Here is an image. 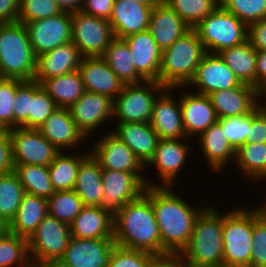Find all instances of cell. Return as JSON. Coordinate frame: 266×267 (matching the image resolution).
<instances>
[{"label":"cell","mask_w":266,"mask_h":267,"mask_svg":"<svg viewBox=\"0 0 266 267\" xmlns=\"http://www.w3.org/2000/svg\"><path fill=\"white\" fill-rule=\"evenodd\" d=\"M13 172L17 175L25 193L47 199L55 193L48 166L14 164Z\"/></svg>","instance_id":"obj_36"},{"label":"cell","mask_w":266,"mask_h":267,"mask_svg":"<svg viewBox=\"0 0 266 267\" xmlns=\"http://www.w3.org/2000/svg\"><path fill=\"white\" fill-rule=\"evenodd\" d=\"M12 148L9 131L0 134V176L13 172Z\"/></svg>","instance_id":"obj_53"},{"label":"cell","mask_w":266,"mask_h":267,"mask_svg":"<svg viewBox=\"0 0 266 267\" xmlns=\"http://www.w3.org/2000/svg\"><path fill=\"white\" fill-rule=\"evenodd\" d=\"M179 139H159L153 158L148 164L156 165L162 186L170 187L175 176L178 175L182 165L185 163L189 145L178 142Z\"/></svg>","instance_id":"obj_29"},{"label":"cell","mask_w":266,"mask_h":267,"mask_svg":"<svg viewBox=\"0 0 266 267\" xmlns=\"http://www.w3.org/2000/svg\"><path fill=\"white\" fill-rule=\"evenodd\" d=\"M207 51L198 33L190 29L170 47L162 51L159 83L167 88L187 85Z\"/></svg>","instance_id":"obj_4"},{"label":"cell","mask_w":266,"mask_h":267,"mask_svg":"<svg viewBox=\"0 0 266 267\" xmlns=\"http://www.w3.org/2000/svg\"><path fill=\"white\" fill-rule=\"evenodd\" d=\"M193 29L220 6V0H163ZM219 3V4H218Z\"/></svg>","instance_id":"obj_41"},{"label":"cell","mask_w":266,"mask_h":267,"mask_svg":"<svg viewBox=\"0 0 266 267\" xmlns=\"http://www.w3.org/2000/svg\"><path fill=\"white\" fill-rule=\"evenodd\" d=\"M127 43L137 73L145 81L159 82L162 50L149 30L123 38Z\"/></svg>","instance_id":"obj_17"},{"label":"cell","mask_w":266,"mask_h":267,"mask_svg":"<svg viewBox=\"0 0 266 267\" xmlns=\"http://www.w3.org/2000/svg\"><path fill=\"white\" fill-rule=\"evenodd\" d=\"M36 267H74L64 262L62 259L44 261Z\"/></svg>","instance_id":"obj_59"},{"label":"cell","mask_w":266,"mask_h":267,"mask_svg":"<svg viewBox=\"0 0 266 267\" xmlns=\"http://www.w3.org/2000/svg\"><path fill=\"white\" fill-rule=\"evenodd\" d=\"M193 29L198 33L207 53L214 54L215 51V54H218L226 48L238 46L248 40V25L221 6Z\"/></svg>","instance_id":"obj_6"},{"label":"cell","mask_w":266,"mask_h":267,"mask_svg":"<svg viewBox=\"0 0 266 267\" xmlns=\"http://www.w3.org/2000/svg\"><path fill=\"white\" fill-rule=\"evenodd\" d=\"M73 190L85 206L102 207L104 195L102 169L91 154L81 163Z\"/></svg>","instance_id":"obj_31"},{"label":"cell","mask_w":266,"mask_h":267,"mask_svg":"<svg viewBox=\"0 0 266 267\" xmlns=\"http://www.w3.org/2000/svg\"><path fill=\"white\" fill-rule=\"evenodd\" d=\"M190 29L189 25L163 0L153 6L148 30L162 51Z\"/></svg>","instance_id":"obj_23"},{"label":"cell","mask_w":266,"mask_h":267,"mask_svg":"<svg viewBox=\"0 0 266 267\" xmlns=\"http://www.w3.org/2000/svg\"><path fill=\"white\" fill-rule=\"evenodd\" d=\"M36 60L25 25L0 23V77L33 80Z\"/></svg>","instance_id":"obj_5"},{"label":"cell","mask_w":266,"mask_h":267,"mask_svg":"<svg viewBox=\"0 0 266 267\" xmlns=\"http://www.w3.org/2000/svg\"><path fill=\"white\" fill-rule=\"evenodd\" d=\"M83 56L76 45L70 41L66 44L37 56L35 81L40 84L50 77L64 75L78 70Z\"/></svg>","instance_id":"obj_21"},{"label":"cell","mask_w":266,"mask_h":267,"mask_svg":"<svg viewBox=\"0 0 266 267\" xmlns=\"http://www.w3.org/2000/svg\"><path fill=\"white\" fill-rule=\"evenodd\" d=\"M222 234L223 216L211 207L205 208L195 222L189 243L179 254L186 267H223Z\"/></svg>","instance_id":"obj_3"},{"label":"cell","mask_w":266,"mask_h":267,"mask_svg":"<svg viewBox=\"0 0 266 267\" xmlns=\"http://www.w3.org/2000/svg\"><path fill=\"white\" fill-rule=\"evenodd\" d=\"M13 164L49 166L61 152L37 129H9Z\"/></svg>","instance_id":"obj_11"},{"label":"cell","mask_w":266,"mask_h":267,"mask_svg":"<svg viewBox=\"0 0 266 267\" xmlns=\"http://www.w3.org/2000/svg\"><path fill=\"white\" fill-rule=\"evenodd\" d=\"M208 96L218 118L246 115L259 105L256 100L258 89L243 83L235 88L212 92Z\"/></svg>","instance_id":"obj_22"},{"label":"cell","mask_w":266,"mask_h":267,"mask_svg":"<svg viewBox=\"0 0 266 267\" xmlns=\"http://www.w3.org/2000/svg\"><path fill=\"white\" fill-rule=\"evenodd\" d=\"M75 238L113 239V213L100 206H85L70 224Z\"/></svg>","instance_id":"obj_26"},{"label":"cell","mask_w":266,"mask_h":267,"mask_svg":"<svg viewBox=\"0 0 266 267\" xmlns=\"http://www.w3.org/2000/svg\"><path fill=\"white\" fill-rule=\"evenodd\" d=\"M198 86V94L209 95L223 89L235 88L242 83L219 54L207 53L197 67L188 85Z\"/></svg>","instance_id":"obj_14"},{"label":"cell","mask_w":266,"mask_h":267,"mask_svg":"<svg viewBox=\"0 0 266 267\" xmlns=\"http://www.w3.org/2000/svg\"><path fill=\"white\" fill-rule=\"evenodd\" d=\"M266 83V51H257L256 58V88Z\"/></svg>","instance_id":"obj_57"},{"label":"cell","mask_w":266,"mask_h":267,"mask_svg":"<svg viewBox=\"0 0 266 267\" xmlns=\"http://www.w3.org/2000/svg\"><path fill=\"white\" fill-rule=\"evenodd\" d=\"M223 266L250 267L253 211L236 209L223 216Z\"/></svg>","instance_id":"obj_7"},{"label":"cell","mask_w":266,"mask_h":267,"mask_svg":"<svg viewBox=\"0 0 266 267\" xmlns=\"http://www.w3.org/2000/svg\"><path fill=\"white\" fill-rule=\"evenodd\" d=\"M253 120V111L246 115L221 117L217 122L221 125L229 144L237 151L247 142L249 129Z\"/></svg>","instance_id":"obj_45"},{"label":"cell","mask_w":266,"mask_h":267,"mask_svg":"<svg viewBox=\"0 0 266 267\" xmlns=\"http://www.w3.org/2000/svg\"><path fill=\"white\" fill-rule=\"evenodd\" d=\"M20 0H0V23L18 21Z\"/></svg>","instance_id":"obj_55"},{"label":"cell","mask_w":266,"mask_h":267,"mask_svg":"<svg viewBox=\"0 0 266 267\" xmlns=\"http://www.w3.org/2000/svg\"><path fill=\"white\" fill-rule=\"evenodd\" d=\"M71 238L70 225L48 214L28 239L30 258H35L32 261L33 266L36 267L44 261L61 259Z\"/></svg>","instance_id":"obj_10"},{"label":"cell","mask_w":266,"mask_h":267,"mask_svg":"<svg viewBox=\"0 0 266 267\" xmlns=\"http://www.w3.org/2000/svg\"><path fill=\"white\" fill-rule=\"evenodd\" d=\"M147 267H186L177 253L155 255Z\"/></svg>","instance_id":"obj_56"},{"label":"cell","mask_w":266,"mask_h":267,"mask_svg":"<svg viewBox=\"0 0 266 267\" xmlns=\"http://www.w3.org/2000/svg\"><path fill=\"white\" fill-rule=\"evenodd\" d=\"M248 40L257 51H266V18L248 26Z\"/></svg>","instance_id":"obj_54"},{"label":"cell","mask_w":266,"mask_h":267,"mask_svg":"<svg viewBox=\"0 0 266 267\" xmlns=\"http://www.w3.org/2000/svg\"><path fill=\"white\" fill-rule=\"evenodd\" d=\"M155 255L115 245L108 267H147Z\"/></svg>","instance_id":"obj_50"},{"label":"cell","mask_w":266,"mask_h":267,"mask_svg":"<svg viewBox=\"0 0 266 267\" xmlns=\"http://www.w3.org/2000/svg\"><path fill=\"white\" fill-rule=\"evenodd\" d=\"M58 7L65 12H76L81 9L84 0H55ZM81 3V4H80Z\"/></svg>","instance_id":"obj_58"},{"label":"cell","mask_w":266,"mask_h":267,"mask_svg":"<svg viewBox=\"0 0 266 267\" xmlns=\"http://www.w3.org/2000/svg\"><path fill=\"white\" fill-rule=\"evenodd\" d=\"M139 173L124 171L102 170V183L104 189L102 207L113 214L124 205L138 198L149 184Z\"/></svg>","instance_id":"obj_13"},{"label":"cell","mask_w":266,"mask_h":267,"mask_svg":"<svg viewBox=\"0 0 266 267\" xmlns=\"http://www.w3.org/2000/svg\"><path fill=\"white\" fill-rule=\"evenodd\" d=\"M47 215V198L25 193L16 215L9 223V232L29 239Z\"/></svg>","instance_id":"obj_30"},{"label":"cell","mask_w":266,"mask_h":267,"mask_svg":"<svg viewBox=\"0 0 266 267\" xmlns=\"http://www.w3.org/2000/svg\"><path fill=\"white\" fill-rule=\"evenodd\" d=\"M41 86L59 108H69L85 92L79 70L45 79Z\"/></svg>","instance_id":"obj_32"},{"label":"cell","mask_w":266,"mask_h":267,"mask_svg":"<svg viewBox=\"0 0 266 267\" xmlns=\"http://www.w3.org/2000/svg\"><path fill=\"white\" fill-rule=\"evenodd\" d=\"M115 0H84L80 11L109 20Z\"/></svg>","instance_id":"obj_52"},{"label":"cell","mask_w":266,"mask_h":267,"mask_svg":"<svg viewBox=\"0 0 266 267\" xmlns=\"http://www.w3.org/2000/svg\"><path fill=\"white\" fill-rule=\"evenodd\" d=\"M29 256L28 239L10 232L0 236V267H34Z\"/></svg>","instance_id":"obj_38"},{"label":"cell","mask_w":266,"mask_h":267,"mask_svg":"<svg viewBox=\"0 0 266 267\" xmlns=\"http://www.w3.org/2000/svg\"><path fill=\"white\" fill-rule=\"evenodd\" d=\"M90 154L102 170L140 173L146 168L126 144L112 132L99 140ZM142 169V170H141Z\"/></svg>","instance_id":"obj_15"},{"label":"cell","mask_w":266,"mask_h":267,"mask_svg":"<svg viewBox=\"0 0 266 267\" xmlns=\"http://www.w3.org/2000/svg\"><path fill=\"white\" fill-rule=\"evenodd\" d=\"M71 116L77 127L87 137L103 121L113 114V99L106 95L85 91L84 94L69 107Z\"/></svg>","instance_id":"obj_18"},{"label":"cell","mask_w":266,"mask_h":267,"mask_svg":"<svg viewBox=\"0 0 266 267\" xmlns=\"http://www.w3.org/2000/svg\"><path fill=\"white\" fill-rule=\"evenodd\" d=\"M246 143H266V109L260 105L253 110V120Z\"/></svg>","instance_id":"obj_51"},{"label":"cell","mask_w":266,"mask_h":267,"mask_svg":"<svg viewBox=\"0 0 266 267\" xmlns=\"http://www.w3.org/2000/svg\"><path fill=\"white\" fill-rule=\"evenodd\" d=\"M22 82L19 79L0 78V121L8 130L14 128L13 101Z\"/></svg>","instance_id":"obj_48"},{"label":"cell","mask_w":266,"mask_h":267,"mask_svg":"<svg viewBox=\"0 0 266 267\" xmlns=\"http://www.w3.org/2000/svg\"><path fill=\"white\" fill-rule=\"evenodd\" d=\"M250 267H266V215L253 210V238Z\"/></svg>","instance_id":"obj_46"},{"label":"cell","mask_w":266,"mask_h":267,"mask_svg":"<svg viewBox=\"0 0 266 267\" xmlns=\"http://www.w3.org/2000/svg\"><path fill=\"white\" fill-rule=\"evenodd\" d=\"M153 6L133 1L115 0L109 19L113 34L123 39L149 29Z\"/></svg>","instance_id":"obj_20"},{"label":"cell","mask_w":266,"mask_h":267,"mask_svg":"<svg viewBox=\"0 0 266 267\" xmlns=\"http://www.w3.org/2000/svg\"><path fill=\"white\" fill-rule=\"evenodd\" d=\"M220 6L248 26L266 18V0H220Z\"/></svg>","instance_id":"obj_44"},{"label":"cell","mask_w":266,"mask_h":267,"mask_svg":"<svg viewBox=\"0 0 266 267\" xmlns=\"http://www.w3.org/2000/svg\"><path fill=\"white\" fill-rule=\"evenodd\" d=\"M71 41L83 57L103 56L115 38L109 20L76 11L71 13Z\"/></svg>","instance_id":"obj_9"},{"label":"cell","mask_w":266,"mask_h":267,"mask_svg":"<svg viewBox=\"0 0 266 267\" xmlns=\"http://www.w3.org/2000/svg\"><path fill=\"white\" fill-rule=\"evenodd\" d=\"M24 25L36 57L71 41V12L62 11Z\"/></svg>","instance_id":"obj_12"},{"label":"cell","mask_w":266,"mask_h":267,"mask_svg":"<svg viewBox=\"0 0 266 267\" xmlns=\"http://www.w3.org/2000/svg\"><path fill=\"white\" fill-rule=\"evenodd\" d=\"M125 1H133L137 3L146 4L148 6H155L157 5L161 0H125Z\"/></svg>","instance_id":"obj_61"},{"label":"cell","mask_w":266,"mask_h":267,"mask_svg":"<svg viewBox=\"0 0 266 267\" xmlns=\"http://www.w3.org/2000/svg\"><path fill=\"white\" fill-rule=\"evenodd\" d=\"M218 54L241 83L256 88L257 50L249 40L238 46L226 48Z\"/></svg>","instance_id":"obj_33"},{"label":"cell","mask_w":266,"mask_h":267,"mask_svg":"<svg viewBox=\"0 0 266 267\" xmlns=\"http://www.w3.org/2000/svg\"><path fill=\"white\" fill-rule=\"evenodd\" d=\"M171 88H165V95L162 91L157 97L153 106L151 127L157 133L159 139H182L186 133L182 122L181 104L169 95L167 91Z\"/></svg>","instance_id":"obj_25"},{"label":"cell","mask_w":266,"mask_h":267,"mask_svg":"<svg viewBox=\"0 0 266 267\" xmlns=\"http://www.w3.org/2000/svg\"><path fill=\"white\" fill-rule=\"evenodd\" d=\"M117 77L125 84L143 83L132 62L129 47L124 39L114 38L102 56Z\"/></svg>","instance_id":"obj_35"},{"label":"cell","mask_w":266,"mask_h":267,"mask_svg":"<svg viewBox=\"0 0 266 267\" xmlns=\"http://www.w3.org/2000/svg\"><path fill=\"white\" fill-rule=\"evenodd\" d=\"M9 232V224L0 215V236Z\"/></svg>","instance_id":"obj_60"},{"label":"cell","mask_w":266,"mask_h":267,"mask_svg":"<svg viewBox=\"0 0 266 267\" xmlns=\"http://www.w3.org/2000/svg\"><path fill=\"white\" fill-rule=\"evenodd\" d=\"M143 84L145 87L140 83L125 84L120 94L113 100V115L118 117L119 123L151 122L156 100L154 92H151L152 90L161 92L166 87L155 81H144Z\"/></svg>","instance_id":"obj_8"},{"label":"cell","mask_w":266,"mask_h":267,"mask_svg":"<svg viewBox=\"0 0 266 267\" xmlns=\"http://www.w3.org/2000/svg\"><path fill=\"white\" fill-rule=\"evenodd\" d=\"M265 207H262L261 210L262 212L266 215V205H264Z\"/></svg>","instance_id":"obj_64"},{"label":"cell","mask_w":266,"mask_h":267,"mask_svg":"<svg viewBox=\"0 0 266 267\" xmlns=\"http://www.w3.org/2000/svg\"><path fill=\"white\" fill-rule=\"evenodd\" d=\"M48 214L70 225L85 207L74 190L55 191L47 199Z\"/></svg>","instance_id":"obj_39"},{"label":"cell","mask_w":266,"mask_h":267,"mask_svg":"<svg viewBox=\"0 0 266 267\" xmlns=\"http://www.w3.org/2000/svg\"><path fill=\"white\" fill-rule=\"evenodd\" d=\"M258 94L261 96V94H266V83L263 84L260 89L258 90ZM262 108L266 109V106H262Z\"/></svg>","instance_id":"obj_62"},{"label":"cell","mask_w":266,"mask_h":267,"mask_svg":"<svg viewBox=\"0 0 266 267\" xmlns=\"http://www.w3.org/2000/svg\"><path fill=\"white\" fill-rule=\"evenodd\" d=\"M35 80L23 81L17 88L13 101L14 128L30 129L31 98L41 88Z\"/></svg>","instance_id":"obj_43"},{"label":"cell","mask_w":266,"mask_h":267,"mask_svg":"<svg viewBox=\"0 0 266 267\" xmlns=\"http://www.w3.org/2000/svg\"><path fill=\"white\" fill-rule=\"evenodd\" d=\"M113 239L116 245L162 254L159 227L152 206V186L113 214Z\"/></svg>","instance_id":"obj_1"},{"label":"cell","mask_w":266,"mask_h":267,"mask_svg":"<svg viewBox=\"0 0 266 267\" xmlns=\"http://www.w3.org/2000/svg\"><path fill=\"white\" fill-rule=\"evenodd\" d=\"M8 132V129L0 121V134Z\"/></svg>","instance_id":"obj_63"},{"label":"cell","mask_w":266,"mask_h":267,"mask_svg":"<svg viewBox=\"0 0 266 267\" xmlns=\"http://www.w3.org/2000/svg\"><path fill=\"white\" fill-rule=\"evenodd\" d=\"M183 127L186 136L201 135L218 120L208 95L189 92L180 98Z\"/></svg>","instance_id":"obj_24"},{"label":"cell","mask_w":266,"mask_h":267,"mask_svg":"<svg viewBox=\"0 0 266 267\" xmlns=\"http://www.w3.org/2000/svg\"><path fill=\"white\" fill-rule=\"evenodd\" d=\"M78 70L85 91L106 95L114 100L123 89L124 83L102 56L83 57Z\"/></svg>","instance_id":"obj_19"},{"label":"cell","mask_w":266,"mask_h":267,"mask_svg":"<svg viewBox=\"0 0 266 267\" xmlns=\"http://www.w3.org/2000/svg\"><path fill=\"white\" fill-rule=\"evenodd\" d=\"M56 108L52 98L41 87L31 98L30 129H38Z\"/></svg>","instance_id":"obj_49"},{"label":"cell","mask_w":266,"mask_h":267,"mask_svg":"<svg viewBox=\"0 0 266 267\" xmlns=\"http://www.w3.org/2000/svg\"><path fill=\"white\" fill-rule=\"evenodd\" d=\"M200 144L207 163L218 170L229 159L236 158V150L229 144L221 125L216 122L200 135ZM209 161V162H208Z\"/></svg>","instance_id":"obj_34"},{"label":"cell","mask_w":266,"mask_h":267,"mask_svg":"<svg viewBox=\"0 0 266 267\" xmlns=\"http://www.w3.org/2000/svg\"><path fill=\"white\" fill-rule=\"evenodd\" d=\"M90 155H64L60 152L48 166L50 179L55 191L73 190L81 163Z\"/></svg>","instance_id":"obj_37"},{"label":"cell","mask_w":266,"mask_h":267,"mask_svg":"<svg viewBox=\"0 0 266 267\" xmlns=\"http://www.w3.org/2000/svg\"><path fill=\"white\" fill-rule=\"evenodd\" d=\"M61 12L55 0H20L18 22L25 24L53 17Z\"/></svg>","instance_id":"obj_47"},{"label":"cell","mask_w":266,"mask_h":267,"mask_svg":"<svg viewBox=\"0 0 266 267\" xmlns=\"http://www.w3.org/2000/svg\"><path fill=\"white\" fill-rule=\"evenodd\" d=\"M25 194L14 172L0 176V215L9 224L16 215Z\"/></svg>","instance_id":"obj_40"},{"label":"cell","mask_w":266,"mask_h":267,"mask_svg":"<svg viewBox=\"0 0 266 267\" xmlns=\"http://www.w3.org/2000/svg\"><path fill=\"white\" fill-rule=\"evenodd\" d=\"M115 245L114 239L72 237L61 259L74 267H108Z\"/></svg>","instance_id":"obj_16"},{"label":"cell","mask_w":266,"mask_h":267,"mask_svg":"<svg viewBox=\"0 0 266 267\" xmlns=\"http://www.w3.org/2000/svg\"><path fill=\"white\" fill-rule=\"evenodd\" d=\"M37 130L59 150L69 146L75 147L85 138L74 122L69 108L57 107Z\"/></svg>","instance_id":"obj_27"},{"label":"cell","mask_w":266,"mask_h":267,"mask_svg":"<svg viewBox=\"0 0 266 267\" xmlns=\"http://www.w3.org/2000/svg\"><path fill=\"white\" fill-rule=\"evenodd\" d=\"M112 132L123 141L146 167L153 158L159 140L150 123H118Z\"/></svg>","instance_id":"obj_28"},{"label":"cell","mask_w":266,"mask_h":267,"mask_svg":"<svg viewBox=\"0 0 266 267\" xmlns=\"http://www.w3.org/2000/svg\"><path fill=\"white\" fill-rule=\"evenodd\" d=\"M152 206L162 242V254L177 253L187 246L195 222L205 209H194L167 186H152Z\"/></svg>","instance_id":"obj_2"},{"label":"cell","mask_w":266,"mask_h":267,"mask_svg":"<svg viewBox=\"0 0 266 267\" xmlns=\"http://www.w3.org/2000/svg\"><path fill=\"white\" fill-rule=\"evenodd\" d=\"M236 163L248 176L266 177V143H246L236 151Z\"/></svg>","instance_id":"obj_42"}]
</instances>
